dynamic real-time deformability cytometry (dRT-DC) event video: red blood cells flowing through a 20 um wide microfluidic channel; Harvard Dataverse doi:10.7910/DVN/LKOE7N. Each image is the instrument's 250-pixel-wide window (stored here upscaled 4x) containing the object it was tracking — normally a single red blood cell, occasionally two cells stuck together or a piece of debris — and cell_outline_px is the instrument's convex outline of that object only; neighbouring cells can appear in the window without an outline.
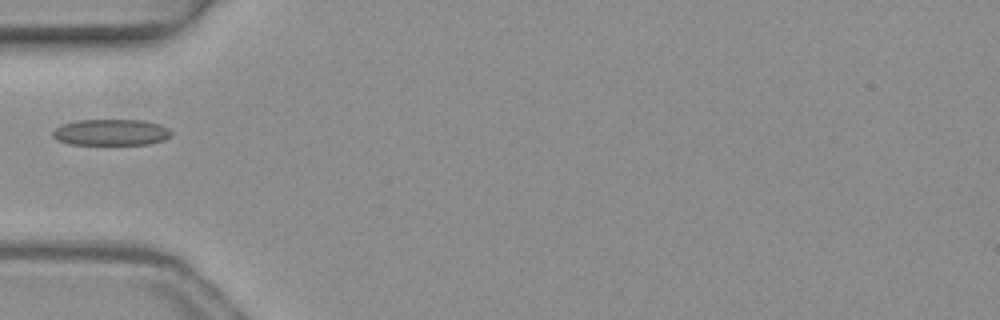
{"species": "common noctule bat (a hibernating species)", "species_latin": "Nyctalus noctula", "temperature_condition": "warm", "stored_images_in_passage": 5, "camera_frame_rate_fps": 3000, "um_per_image_px": 0.085, "animal": {"sex": "female", "body_mass_g": 19.3, "forearm_length_mm": 54.1}, "frame": {"image": 1, "passage_image": 5, "time_ms": 1.333, "image_size_px": [1000, 320], "cell_outline_px": [[172, 136], [164, 140], [148, 144], [72, 144], [56, 140], [52, 136], [52, 132], [60, 124], [76, 120], [144, 120], [160, 124], [168, 128], [172, 132]], "centroid_in_image_um": [9.44, 11.24], "position_along_channel_um": 75.6, "area_um2": 18.26}}